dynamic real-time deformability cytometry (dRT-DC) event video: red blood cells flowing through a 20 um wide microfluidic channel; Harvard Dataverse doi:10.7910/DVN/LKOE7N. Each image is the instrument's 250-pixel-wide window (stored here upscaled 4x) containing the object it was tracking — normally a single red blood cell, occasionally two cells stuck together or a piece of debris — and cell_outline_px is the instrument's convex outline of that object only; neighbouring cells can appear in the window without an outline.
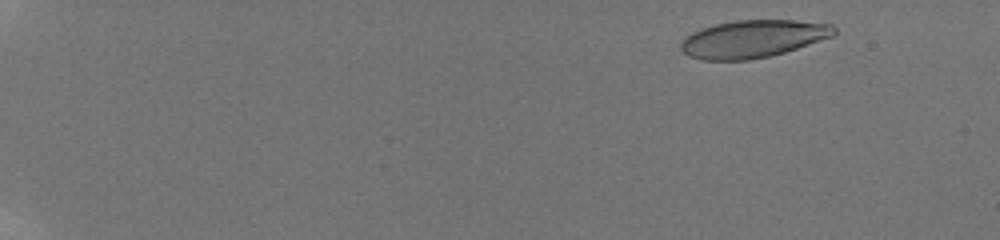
{"species": "human", "species_latin": "Homo sapiens", "temperature_condition": "room temperature", "stored_images_in_passage": 59, "camera_frame_rate_fps": 3000, "um_per_image_px": 0.085, "donor": {"sex": "male"}, "frame": {"image": 1, "passage_image": 5, "time_ms": 1.333, "image_size_px": [1000, 240], "cell_outline_px": [[836, 32], [832, 36], [784, 52], [768, 56], [748, 60], [700, 60], [688, 56], [680, 48], [680, 40], [684, 36], [700, 28], [716, 24], [736, 20], [792, 20], [832, 24], [836, 28]], "centroid_in_image_um": [63.93, 3.3], "position_along_channel_um": 21.1, "area_um2": 33.52}}
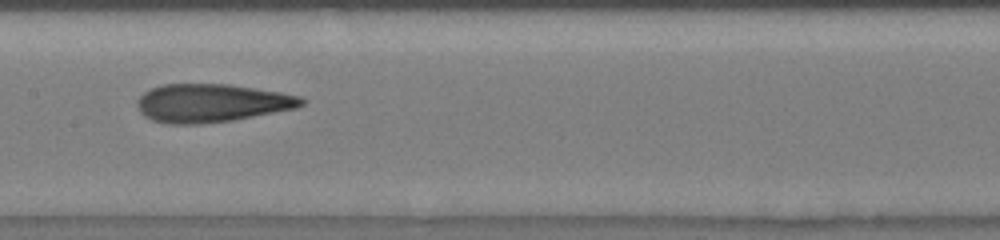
{"frame": {"image": 2, "passage_image": 35, "time_ms": 10.333, "image_size_px": [1000, 240], "cell_outline_px": [[304, 104], [296, 108], [232, 120], [200, 124], [168, 124], [152, 120], [144, 116], [140, 112], [136, 104], [136, 100], [144, 92], [160, 84], [228, 84], [256, 88], [280, 92], [300, 96], [304, 100]], "centroid_in_image_um": [17.94, 8.75], "position_along_channel_um": 189.5, "area_um2": 36.65}}
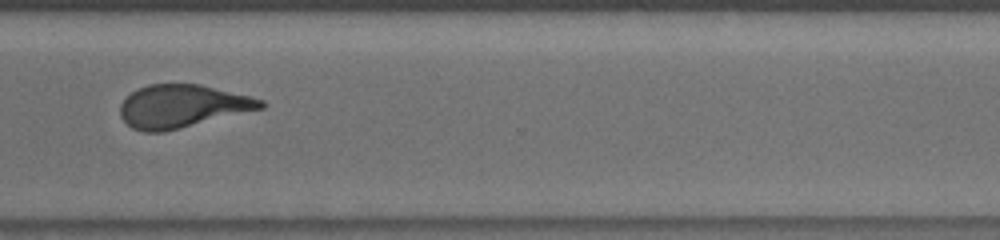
{"frame": {"image": 3, "passage_image": 46, "time_ms": 14.667, "image_size_px": [1000, 240], "cell_outline_px": [[264, 108], [164, 132], [144, 132], [132, 128], [120, 116], [120, 104], [132, 92], [148, 84], [200, 84], [264, 100]], "centroid_in_image_um": [15.47, 9.03], "position_along_channel_um": 355.1, "area_um2": 34.85}, "authors_computed_cell_mechanics": {"area_um2": 35.1424, "velocity_mm_per_s": 3.8309, "shape_relaxation_time_tau1_ms": null, "shape_relaxation_time_tau2_ms": 1.3296, "deformation_change_tau1": null, "deformation_change_tau2": 0.1079}}